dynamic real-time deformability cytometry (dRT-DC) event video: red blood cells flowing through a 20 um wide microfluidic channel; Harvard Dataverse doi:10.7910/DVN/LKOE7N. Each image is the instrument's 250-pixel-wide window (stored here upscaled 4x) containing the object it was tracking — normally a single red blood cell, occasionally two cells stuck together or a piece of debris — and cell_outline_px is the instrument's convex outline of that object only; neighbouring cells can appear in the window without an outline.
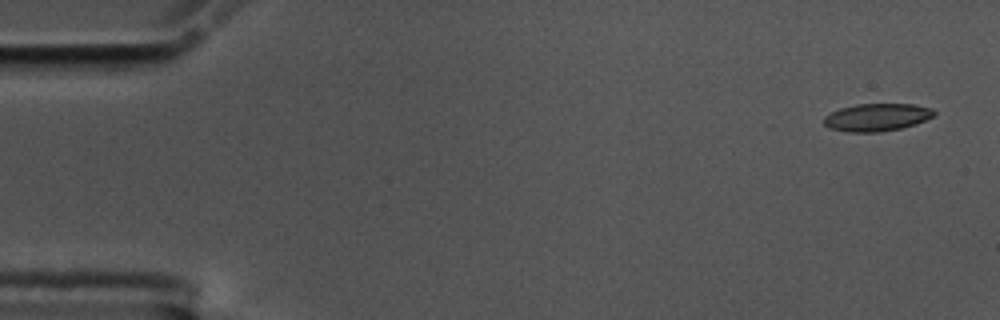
{"species": "common noctule bat (a hibernating species)", "species_latin": "Nyctalus noctula", "temperature_condition": "cold", "stored_images_in_passage": 55, "camera_frame_rate_fps": 3000, "um_per_image_px": 0.085, "animal": {"sex": "male", "body_mass_g": 17.5, "forearm_length_mm": 52.3}, "frame": {"image": 1, "passage_image": 1, "time_ms": 0.0, "image_size_px": [1000, 320], "cell_outline_px": [[936, 112], [932, 116], [916, 124], [900, 128], [876, 132], [848, 132], [828, 128], [824, 124], [824, 116], [840, 108], [856, 104], [912, 104], [932, 108]], "centroid_in_image_um": [74.51, 9.97], "position_along_channel_um": 10.5, "area_um2": 17.63}}
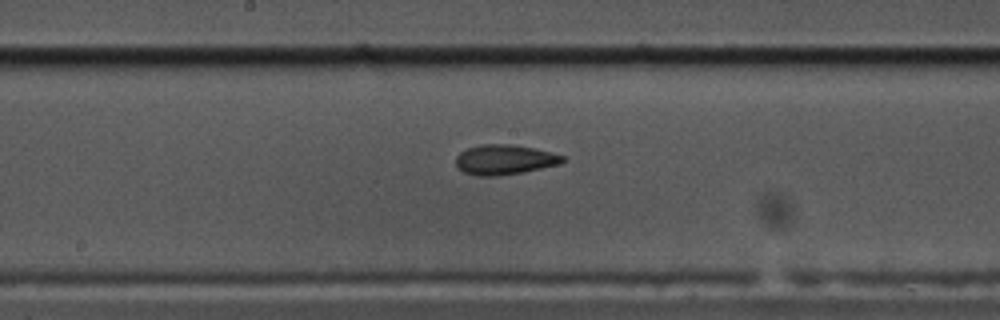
{"frame": {"image": 2, "passage_image": 28, "time_ms": 9.0, "image_size_px": [1000, 320], "cell_outline_px": [[564, 160], [560, 164], [524, 172], [496, 176], [476, 176], [464, 172], [456, 164], [456, 156], [460, 152], [468, 148], [480, 144], [512, 144], [552, 152], [564, 156]], "centroid_in_image_um": [42.88, 13.57], "position_along_channel_um": 205.3, "area_um2": 18.61}}
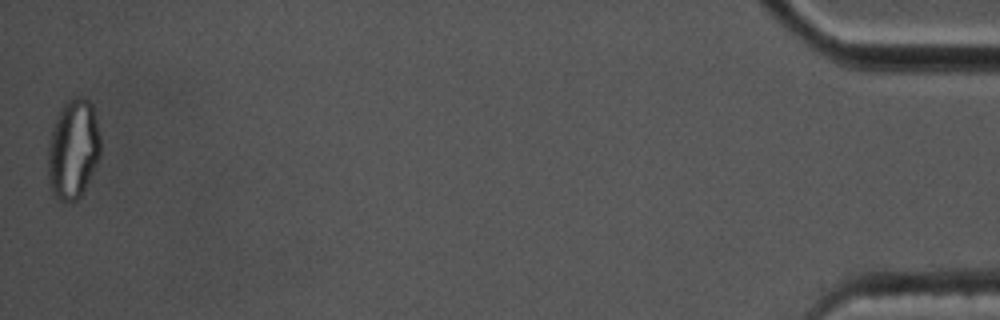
{"frame": {"image": 3, "passage_image": 55, "time_ms": 18.0, "image_size_px": [1000, 320], "cell_outline_px": [[100, 156], [80, 196], [72, 204], [60, 200], [52, 196], [48, 180], [48, 144], [52, 128], [56, 116], [64, 100], [76, 96], [80, 96], [88, 100], [92, 104], [100, 136]], "centroid_in_image_um": [6.19, 12.67], "position_along_channel_um": 429.0, "area_um2": 30.87}, "authors_computed_cell_mechanics": {"area_um2": 18.5538, "velocity_mm_per_s": 3.5369, "shape_relaxation_time_tau1_ms": null, "shape_relaxation_time_tau2_ms": 3.7323, "deformation_change_tau1": null, "deformation_change_tau2": 0.1087}}